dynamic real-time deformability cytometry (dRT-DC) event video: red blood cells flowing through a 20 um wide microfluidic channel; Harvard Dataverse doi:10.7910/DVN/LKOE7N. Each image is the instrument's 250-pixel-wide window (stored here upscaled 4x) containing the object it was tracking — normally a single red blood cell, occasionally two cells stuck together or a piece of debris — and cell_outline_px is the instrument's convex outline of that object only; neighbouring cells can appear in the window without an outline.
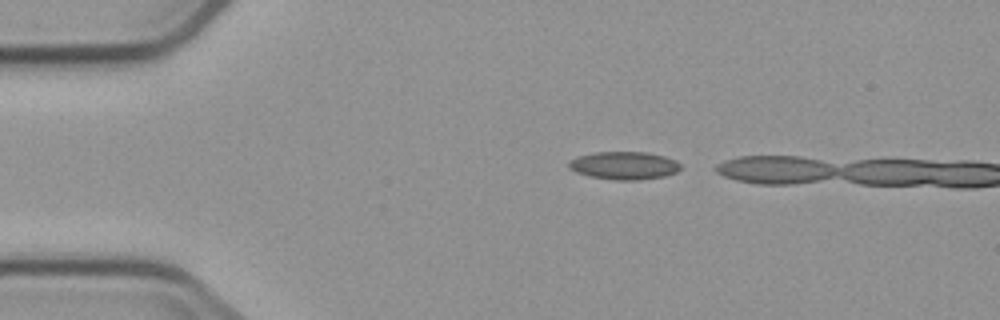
{"species": "common noctule bat (a hibernating species)", "species_latin": "Nyctalus noctula", "temperature_condition": "cold", "stored_images_in_passage": 2, "camera_frame_rate_fps": 3000, "um_per_image_px": 0.085, "animal": {"sex": "male", "body_mass_g": 23.1, "forearm_length_mm": 52.7}, "frame": {"image": 1, "passage_image": 1, "time_ms": 0.0, "image_size_px": [1000, 320], "cell_outline_px": [[680, 168], [676, 172], [664, 176], [640, 180], [616, 180], [592, 176], [576, 172], [568, 168], [568, 160], [576, 156], [592, 152], [648, 152], [664, 156], [676, 160], [680, 164]], "centroid_in_image_um": [53.02, 14.05], "position_along_channel_um": 32.0, "area_um2": 18.26}}